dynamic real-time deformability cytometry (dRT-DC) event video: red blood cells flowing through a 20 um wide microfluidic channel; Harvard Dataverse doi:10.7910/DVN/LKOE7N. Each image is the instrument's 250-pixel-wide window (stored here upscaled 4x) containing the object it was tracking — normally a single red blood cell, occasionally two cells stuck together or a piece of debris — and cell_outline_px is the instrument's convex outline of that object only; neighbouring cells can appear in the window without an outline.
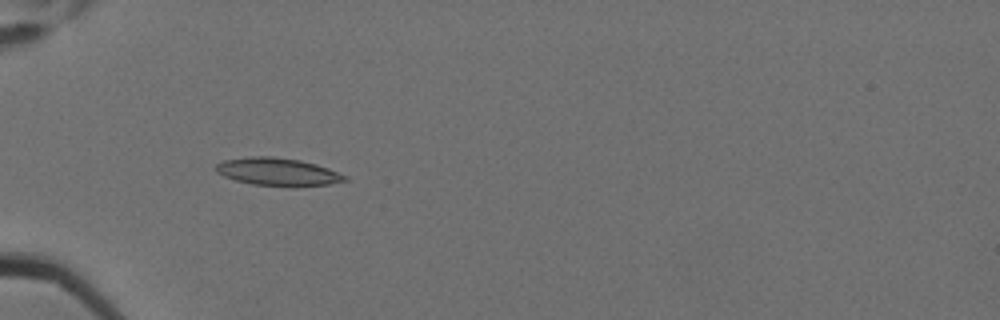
{"species": "Egyptian fruit bat (a non-hibernating species)", "species_latin": "Rousettus aegyptiacus", "temperature_condition": "cold", "stored_images_in_passage": 6, "camera_frame_rate_fps": 3000, "um_per_image_px": 0.085, "animal": {"sex": "female"}, "frame": {"image": 1, "passage_image": 5, "time_ms": 1.333, "image_size_px": [1000, 320], "cell_outline_px": [[348, 180], [332, 184], [292, 188], [252, 184], [236, 180], [224, 176], [216, 172], [212, 168], [216, 164], [224, 160], [248, 156], [272, 156], [300, 160], [316, 164], [328, 168], [348, 176]], "centroid_in_image_um": [23.62, 14.62], "position_along_channel_um": 61.4, "area_um2": 21.44}}
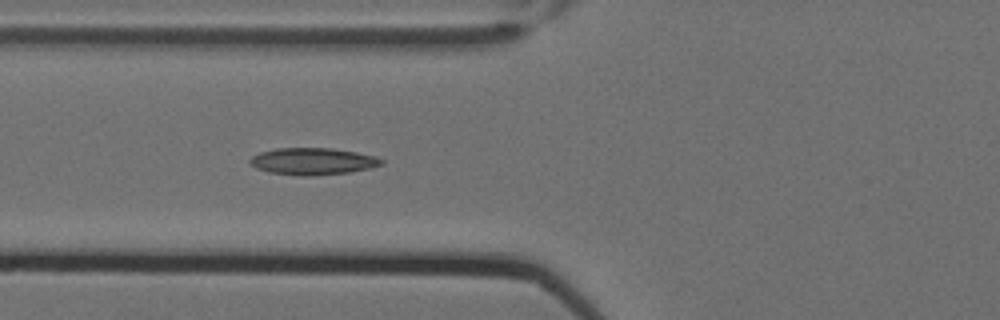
{"frame": {"image": 2, "passage_image": 6, "time_ms": 1.667, "image_size_px": [1000, 320], "cell_outline_px": [[384, 164], [372, 168], [348, 172], [304, 176], [268, 172], [256, 168], [248, 164], [248, 160], [252, 156], [260, 152], [276, 148], [332, 148], [356, 152], [376, 156], [384, 160]], "centroid_in_image_um": [26.58, 13.7], "position_along_channel_um": 99.2, "area_um2": 20.69}}